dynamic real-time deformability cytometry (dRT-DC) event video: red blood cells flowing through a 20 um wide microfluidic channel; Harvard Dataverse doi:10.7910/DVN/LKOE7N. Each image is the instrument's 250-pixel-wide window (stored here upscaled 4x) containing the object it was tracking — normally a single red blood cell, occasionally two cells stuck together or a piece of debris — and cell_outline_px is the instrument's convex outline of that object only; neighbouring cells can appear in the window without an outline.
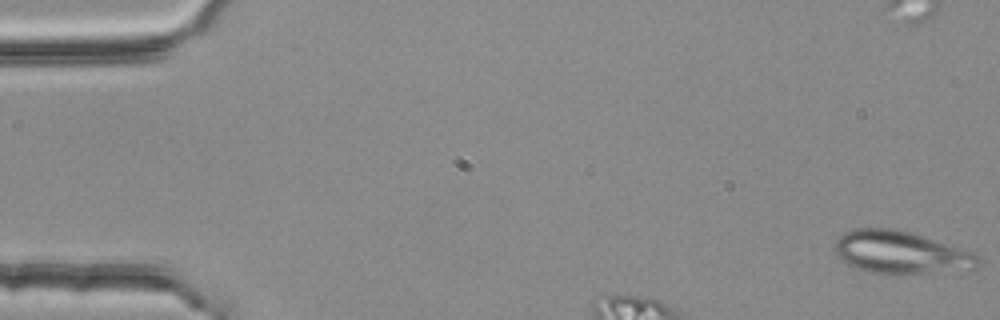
{"species": "common noctule bat (a hibernating species)", "species_latin": "Nyctalus noctula", "temperature_condition": "room temperature", "stored_images_in_passage": 9, "camera_frame_rate_fps": 3000, "um_per_image_px": 0.085, "animal": {"sex": "female", "body_mass_g": 25.1}, "frame": {"image": 1, "passage_image": 1, "time_ms": 0.0, "image_size_px": [1000, 320], "cell_outline_px": [[980, 264], [972, 268], [896, 276], [872, 272], [848, 264], [840, 260], [836, 256], [832, 248], [836, 240], [844, 232], [856, 228], [896, 228], [972, 252], [980, 256]], "centroid_in_image_um": [76.49, 21.47], "position_along_channel_um": 8.5, "area_um2": 35.6}}
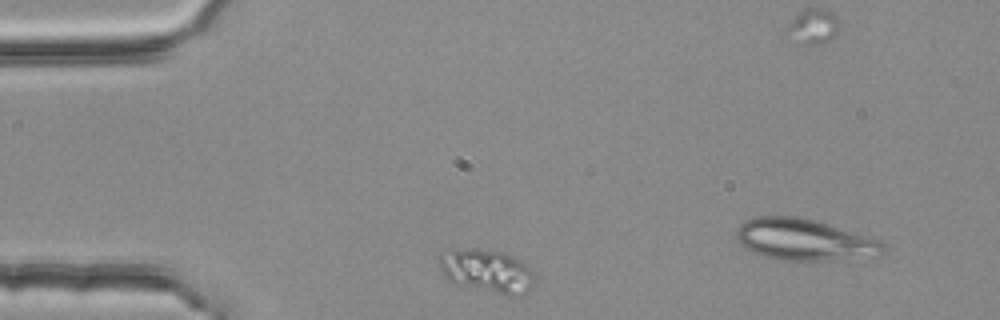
{"frame": {"image": 2, "passage_image": 5, "time_ms": 1.333, "image_size_px": [1000, 320], "cell_outline_px": [[536, 280], [528, 292], [512, 296], [508, 296], [456, 284], [448, 280], [440, 268], [440, 256], [448, 248], [476, 248], [504, 252], [528, 264]], "centroid_in_image_um": [41.4, 23.02], "position_along_channel_um": 43.6, "area_um2": 24.39}}